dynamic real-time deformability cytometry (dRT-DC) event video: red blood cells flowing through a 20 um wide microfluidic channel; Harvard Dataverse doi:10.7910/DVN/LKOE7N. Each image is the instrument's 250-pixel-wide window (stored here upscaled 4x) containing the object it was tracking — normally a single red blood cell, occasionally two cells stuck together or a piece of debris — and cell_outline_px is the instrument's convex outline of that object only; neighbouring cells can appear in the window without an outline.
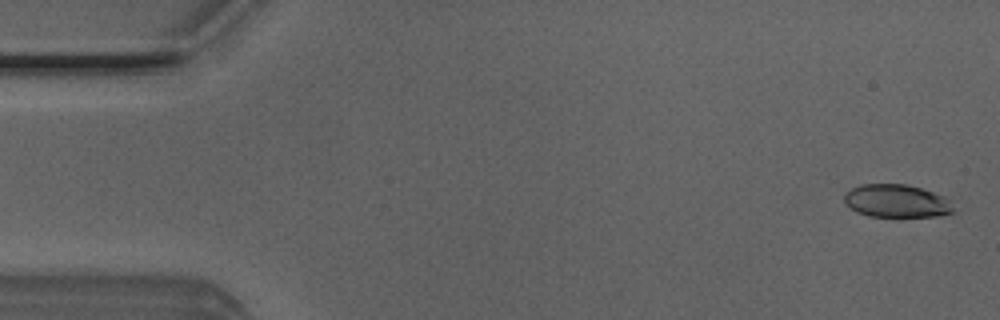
{"species": "Egyptian fruit bat (a non-hibernating species)", "species_latin": "Rousettus aegyptiacus", "temperature_condition": "room temperature", "stored_images_in_passage": 51, "camera_frame_rate_fps": 3000, "um_per_image_px": 0.085, "animal": {"sex": "male"}, "frame": {"image": 1, "passage_image": 2, "time_ms": 0.333, "image_size_px": [1000, 320], "cell_outline_px": [[952, 212], [940, 216], [900, 220], [896, 220], [868, 216], [856, 212], [844, 204], [844, 192], [860, 184], [904, 184], [920, 188], [944, 196], [948, 200], [952, 208]], "centroid_in_image_um": [76.16, 17.15], "position_along_channel_um": 8.8, "area_um2": 21.96}}
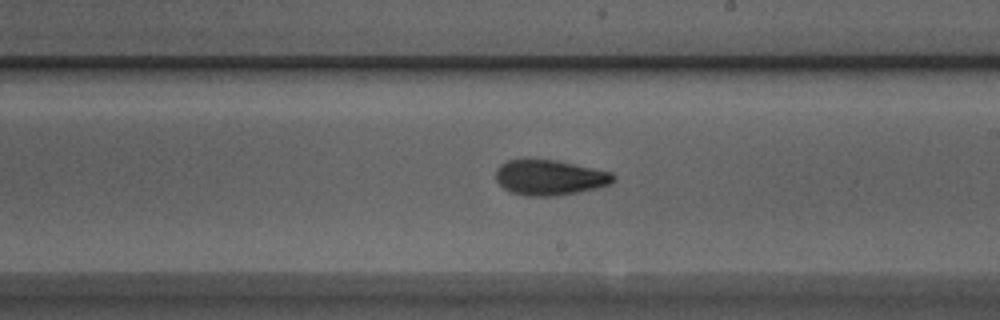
{"frame": {"image": 2, "passage_image": 29, "time_ms": 9.333, "image_size_px": [1000, 320], "cell_outline_px": [[616, 180], [608, 184], [596, 188], [556, 196], [524, 196], [508, 192], [496, 180], [496, 168], [500, 164], [508, 160], [556, 160], [612, 172], [616, 176]], "centroid_in_image_um": [46.71, 15.1], "position_along_channel_um": 242.3, "area_um2": 24.16}}
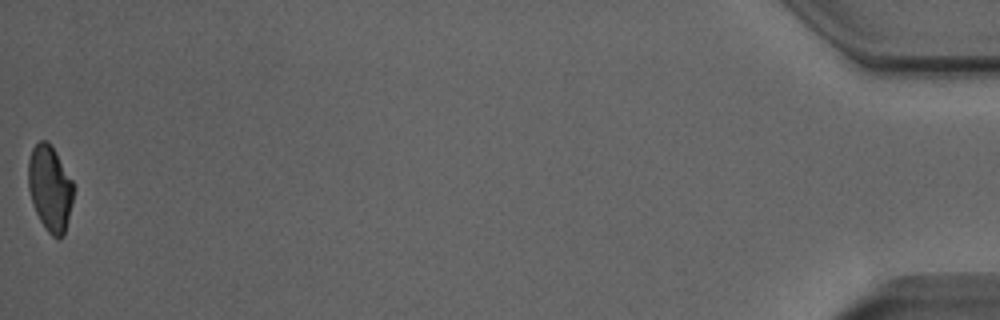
{"frame": {"image": 3, "passage_image": 51, "time_ms": 16.667, "image_size_px": [1000, 320], "cell_outline_px": [[76, 188], [64, 236], [60, 240], [52, 236], [48, 232], [40, 220], [36, 212], [28, 188], [28, 160], [32, 148], [40, 140], [48, 140], [56, 152], [72, 180]], "centroid_in_image_um": [4.27, 16.01], "position_along_channel_um": 430.9, "area_um2": 22.83}, "authors_computed_cell_mechanics": {"area_um2": 23.5246, "velocity_mm_per_s": 4.0268, "shape_relaxation_time_tau1_ms": 7.2776, "shape_relaxation_time_tau2_ms": 2.231, "deformation_change_tau1": 0.1889, "deformation_change_tau2": 0.0792}}